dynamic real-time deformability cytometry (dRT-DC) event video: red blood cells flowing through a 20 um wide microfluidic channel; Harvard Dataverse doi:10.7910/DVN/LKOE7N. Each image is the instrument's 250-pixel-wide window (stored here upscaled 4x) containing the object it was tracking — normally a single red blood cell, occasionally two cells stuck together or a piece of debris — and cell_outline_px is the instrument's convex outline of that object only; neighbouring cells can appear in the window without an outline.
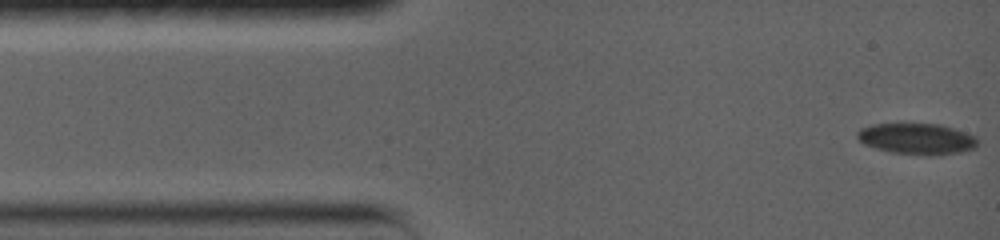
{"species": "common noctule bat (a hibernating species)", "species_latin": "Nyctalus noctula", "temperature_condition": "warm", "stored_images_in_passage": 49, "camera_frame_rate_fps": 5000, "um_per_image_px": 0.085, "animal": {"sex": "female", "body_mass_g": 19.0, "forearm_length_mm": 56.7}, "frame": {"image": 1, "passage_image": 1, "time_ms": 0.0, "image_size_px": [1000, 240], "cell_outline_px": [[976, 144], [972, 148], [960, 152], [932, 156], [892, 152], [876, 148], [864, 144], [856, 136], [856, 132], [860, 128], [872, 124], [940, 124], [976, 136]], "centroid_in_image_um": [77.89, 11.8], "position_along_channel_um": 7.1, "area_um2": 21.56}}
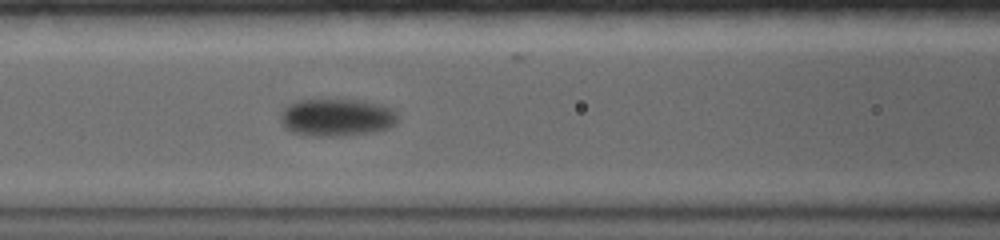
{"frame": {"image": 2, "passage_image": 28, "time_ms": 6.2, "image_size_px": [1000, 240], "cell_outline_px": [[396, 120], [388, 128], [368, 132], [336, 136], [304, 136], [292, 132], [284, 124], [280, 116], [284, 108], [288, 104], [296, 100], [320, 96], [336, 96], [376, 104], [392, 108], [396, 112]], "centroid_in_image_um": [28.53, 9.91], "position_along_channel_um": 138.1, "area_um2": 26.24}}
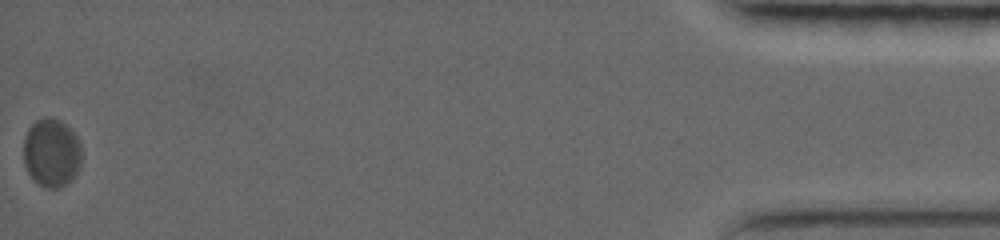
{"frame": {"image": 3, "passage_image": 49, "time_ms": 19.0, "image_size_px": [1000, 240], "cell_outline_px": [[72, 156], [64, 172], [48, 180], [44, 180], [36, 176], [32, 172], [28, 164], [28, 132], [40, 120], [48, 120], [56, 124], [72, 140]], "centroid_in_image_um": [4.12, 12.75], "position_along_channel_um": 431.1, "area_um2": 15.03}, "authors_computed_cell_mechanics": {"area_um2": 22.9466, "velocity_mm_per_s": 3.3981, "shape_relaxation_time_tau1_ms": 2.9573, "shape_relaxation_time_tau2_ms": null, "deformation_change_tau1": 0.0857, "deformation_change_tau2": null}}